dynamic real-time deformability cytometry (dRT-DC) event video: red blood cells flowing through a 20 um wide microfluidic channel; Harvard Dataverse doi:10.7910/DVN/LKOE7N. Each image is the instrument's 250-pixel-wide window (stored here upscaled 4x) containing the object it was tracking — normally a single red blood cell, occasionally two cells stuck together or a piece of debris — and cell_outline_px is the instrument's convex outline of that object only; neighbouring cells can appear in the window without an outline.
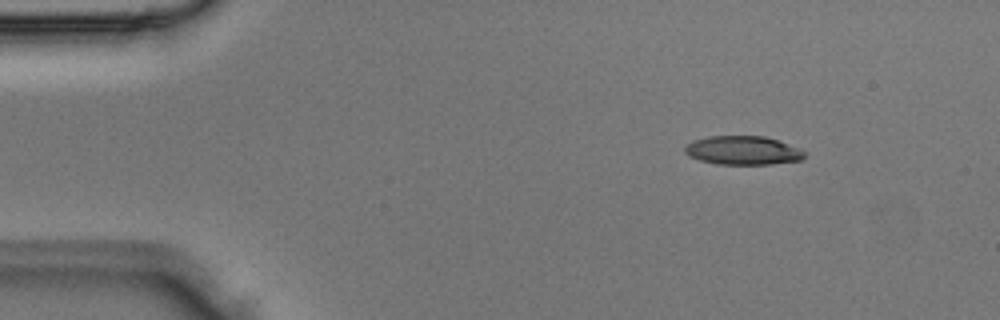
{"species": "Egyptian fruit bat (a non-hibernating species)", "species_latin": "Rousettus aegyptiacus", "temperature_condition": "room temperature", "stored_images_in_passage": 2, "camera_frame_rate_fps": 3000, "um_per_image_px": 0.085, "animal": {"sex": "male"}, "frame": {"image": 1, "passage_image": 1, "time_ms": 0.0, "image_size_px": [1000, 320], "cell_outline_px": [[808, 152], [800, 160], [772, 164], [716, 164], [700, 160], [688, 156], [684, 152], [684, 148], [692, 140], [708, 136], [764, 136], [800, 148]], "centroid_in_image_um": [63.13, 12.78], "position_along_channel_um": 21.9, "area_um2": 20.11}}